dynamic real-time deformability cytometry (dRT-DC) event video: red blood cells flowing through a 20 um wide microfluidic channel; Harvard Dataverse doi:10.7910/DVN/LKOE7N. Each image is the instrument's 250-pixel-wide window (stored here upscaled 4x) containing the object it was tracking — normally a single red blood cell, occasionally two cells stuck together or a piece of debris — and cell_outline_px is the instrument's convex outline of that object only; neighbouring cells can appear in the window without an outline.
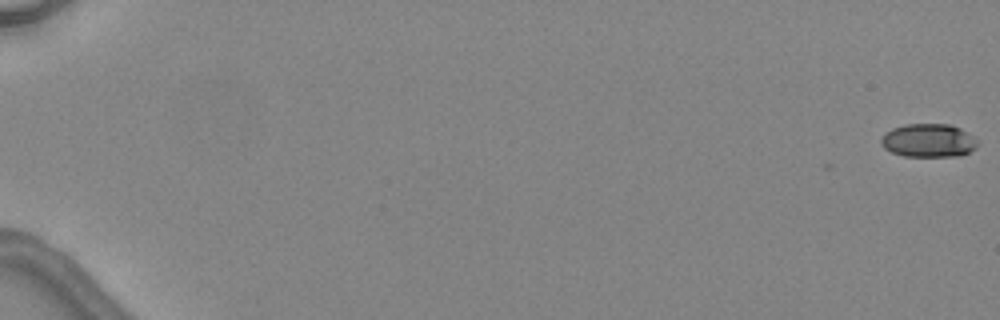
{"species": "common noctule bat (a hibernating species)", "species_latin": "Nyctalus noctula", "temperature_condition": "warm", "stored_images_in_passage": 8, "camera_frame_rate_fps": 3000, "um_per_image_px": 0.085, "animal": {"sex": "female", "body_mass_g": 24.6, "forearm_length_mm": 56.2}, "frame": {"image": 1, "passage_image": 1, "time_ms": 0.0, "image_size_px": [1000, 320], "cell_outline_px": [[976, 148], [960, 156], [904, 156], [892, 152], [884, 148], [880, 144], [880, 140], [892, 128], [904, 124], [948, 124], [960, 128], [972, 136], [976, 140]], "centroid_in_image_um": [78.91, 11.94], "position_along_channel_um": 6.1, "area_um2": 18.61}}